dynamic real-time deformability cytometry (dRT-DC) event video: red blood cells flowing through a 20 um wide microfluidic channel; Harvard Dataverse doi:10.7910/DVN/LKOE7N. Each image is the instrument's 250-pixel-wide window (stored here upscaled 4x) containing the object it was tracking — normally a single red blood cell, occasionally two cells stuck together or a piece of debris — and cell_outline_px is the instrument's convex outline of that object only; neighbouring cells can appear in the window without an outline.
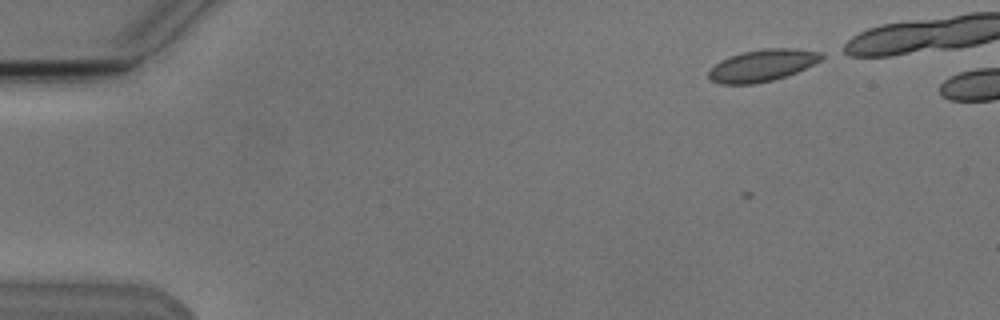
{"species": "Egyptian fruit bat (a non-hibernating species)", "species_latin": "Rousettus aegyptiacus", "temperature_condition": "cold", "stored_images_in_passage": 2, "camera_frame_rate_fps": 3000, "um_per_image_px": 0.085, "animal": {"sex": "male"}, "frame": {"image": 1, "passage_image": 1, "time_ms": 0.0, "image_size_px": [1000, 320], "cell_outline_px": [[824, 56], [820, 60], [788, 76], [756, 84], [720, 84], [712, 80], [708, 76], [708, 72], [720, 60], [744, 52], [764, 48], [796, 48], [824, 52]], "centroid_in_image_um": [64.82, 5.56], "position_along_channel_um": 20.2, "area_um2": 20.87}}